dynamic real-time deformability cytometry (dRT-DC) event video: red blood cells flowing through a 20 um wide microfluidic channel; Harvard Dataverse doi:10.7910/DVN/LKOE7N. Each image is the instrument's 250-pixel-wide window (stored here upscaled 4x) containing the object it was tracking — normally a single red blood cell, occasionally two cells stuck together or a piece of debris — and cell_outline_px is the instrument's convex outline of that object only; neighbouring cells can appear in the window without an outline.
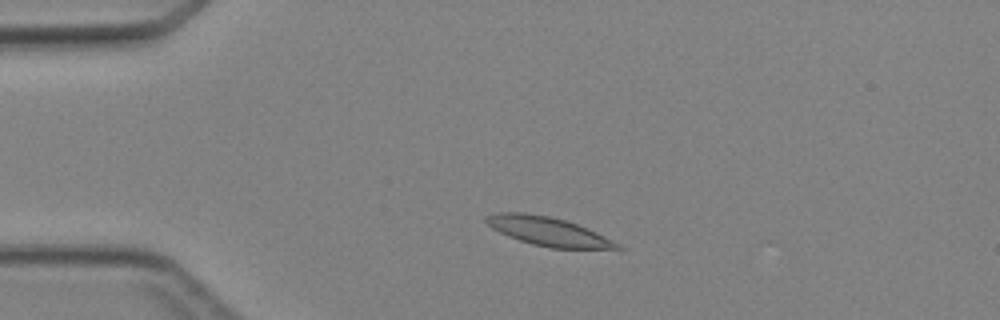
{"species": "Egyptian fruit bat (a non-hibernating species)", "species_latin": "Rousettus aegyptiacus", "temperature_condition": "cold", "stored_images_in_passage": 4, "camera_frame_rate_fps": 3000, "um_per_image_px": 0.085, "animal": {"sex": "female"}, "frame": {"image": 1, "passage_image": 2, "time_ms": 2.0, "image_size_px": [1000, 320], "cell_outline_px": [[624, 248], [552, 248], [532, 244], [508, 236], [492, 228], [484, 220], [484, 216], [496, 212], [524, 212], [548, 216], [564, 220], [588, 228], [620, 244]], "centroid_in_image_um": [46.54, 19.65], "position_along_channel_um": 38.5, "area_um2": 21.68}}